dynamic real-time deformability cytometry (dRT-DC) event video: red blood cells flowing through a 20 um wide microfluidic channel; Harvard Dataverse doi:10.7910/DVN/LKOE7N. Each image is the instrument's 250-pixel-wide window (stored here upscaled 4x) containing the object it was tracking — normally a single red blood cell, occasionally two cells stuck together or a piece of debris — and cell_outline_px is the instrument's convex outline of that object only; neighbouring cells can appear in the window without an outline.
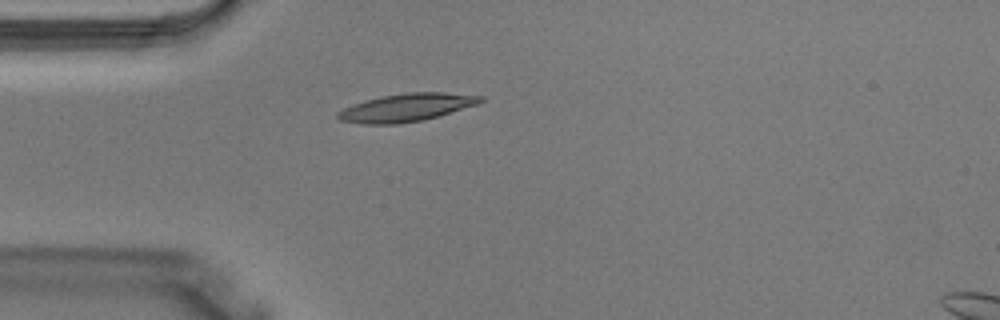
{"species": "Egyptian fruit bat (a non-hibernating species)", "species_latin": "Rousettus aegyptiacus", "temperature_condition": "warm", "stored_images_in_passage": 1, "camera_frame_rate_fps": 3000, "um_per_image_px": 0.085, "animal": {"sex": "male"}, "frame": {"image": 1, "passage_image": 1, "time_ms": 0.0, "image_size_px": [1000, 320], "cell_outline_px": [[484, 100], [476, 104], [440, 116], [424, 120], [396, 124], [364, 124], [340, 120], [336, 116], [336, 112], [344, 108], [364, 100], [380, 96], [408, 92], [444, 92], [484, 96]], "centroid_in_image_um": [34.54, 9.14], "position_along_channel_um": 50.5, "area_um2": 23.24}}